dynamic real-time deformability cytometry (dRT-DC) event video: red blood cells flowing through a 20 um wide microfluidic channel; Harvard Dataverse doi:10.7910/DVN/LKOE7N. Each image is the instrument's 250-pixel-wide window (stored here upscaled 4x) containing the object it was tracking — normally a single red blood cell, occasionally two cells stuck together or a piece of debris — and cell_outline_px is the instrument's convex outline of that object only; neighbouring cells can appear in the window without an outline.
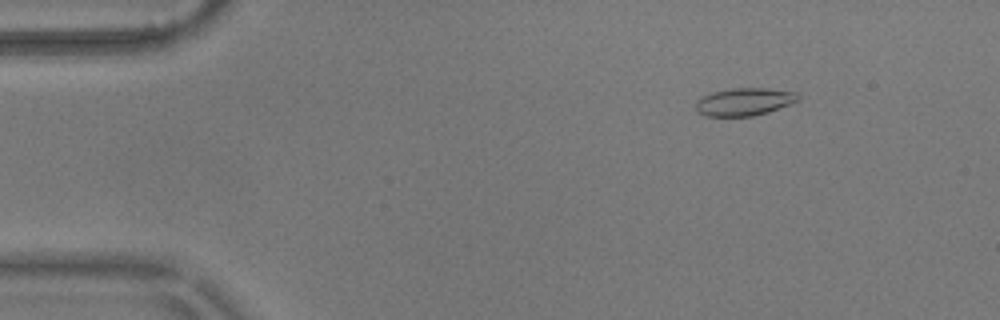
{"species": "common noctule bat (a hibernating species)", "species_latin": "Nyctalus noctula", "temperature_condition": "warm", "stored_images_in_passage": 12, "camera_frame_rate_fps": 3000, "um_per_image_px": 0.085, "animal": {"sex": "male", "body_mass_g": 17.9}, "frame": {"image": 1, "passage_image": 3, "time_ms": 0.667, "image_size_px": [1000, 320], "cell_outline_px": [[800, 100], [768, 112], [752, 116], [708, 116], [700, 112], [696, 108], [696, 100], [700, 96], [712, 92], [732, 88], [768, 88], [796, 92], [800, 96]], "centroid_in_image_um": [63.28, 8.64], "position_along_channel_um": 21.7, "area_um2": 16.53}}